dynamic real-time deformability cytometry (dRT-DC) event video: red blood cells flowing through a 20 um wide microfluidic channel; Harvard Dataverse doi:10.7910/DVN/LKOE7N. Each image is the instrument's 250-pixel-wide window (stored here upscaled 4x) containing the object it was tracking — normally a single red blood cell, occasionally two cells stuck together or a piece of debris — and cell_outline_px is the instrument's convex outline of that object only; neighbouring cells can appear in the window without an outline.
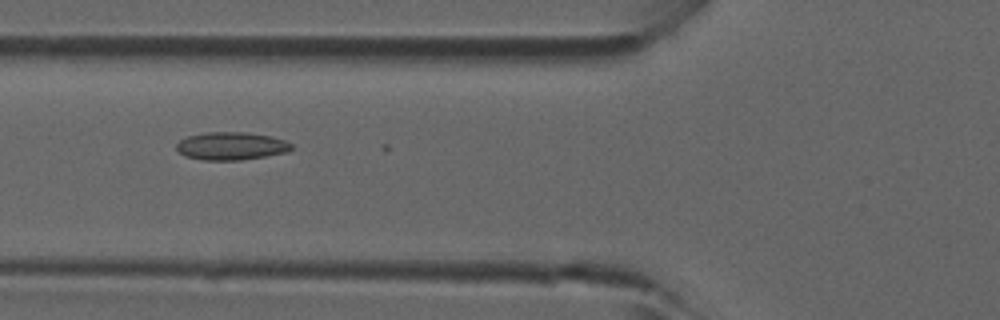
{"species": "common noctule bat (a hibernating species)", "species_latin": "Nyctalus noctula", "temperature_condition": "room temperature", "stored_images_in_passage": 2, "camera_frame_rate_fps": 3000, "um_per_image_px": 0.085, "animal": {"sex": "male", "forearm_length_mm": 52.5}, "frame": {"image": 1, "passage_image": 2, "time_ms": 0.333, "image_size_px": [1000, 320], "cell_outline_px": [[292, 148], [288, 152], [240, 160], [204, 160], [184, 156], [176, 148], [176, 144], [180, 140], [188, 136], [204, 132], [248, 132], [272, 136], [284, 140], [292, 144]], "centroid_in_image_um": [19.65, 12.4], "position_along_channel_um": 106.2, "area_um2": 18.73}}